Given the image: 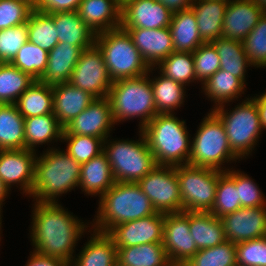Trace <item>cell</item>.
<instances>
[{
	"mask_svg": "<svg viewBox=\"0 0 266 266\" xmlns=\"http://www.w3.org/2000/svg\"><path fill=\"white\" fill-rule=\"evenodd\" d=\"M31 214L28 234L33 251L62 259L70 265L78 241L89 232L91 222H84L68 208L54 202H34Z\"/></svg>",
	"mask_w": 266,
	"mask_h": 266,
	"instance_id": "obj_1",
	"label": "cell"
},
{
	"mask_svg": "<svg viewBox=\"0 0 266 266\" xmlns=\"http://www.w3.org/2000/svg\"><path fill=\"white\" fill-rule=\"evenodd\" d=\"M53 146L36 156L32 202L60 203V196L79 187L81 164L63 149Z\"/></svg>",
	"mask_w": 266,
	"mask_h": 266,
	"instance_id": "obj_2",
	"label": "cell"
},
{
	"mask_svg": "<svg viewBox=\"0 0 266 266\" xmlns=\"http://www.w3.org/2000/svg\"><path fill=\"white\" fill-rule=\"evenodd\" d=\"M93 230L107 233L112 227L156 213L138 183L115 182L99 199Z\"/></svg>",
	"mask_w": 266,
	"mask_h": 266,
	"instance_id": "obj_3",
	"label": "cell"
},
{
	"mask_svg": "<svg viewBox=\"0 0 266 266\" xmlns=\"http://www.w3.org/2000/svg\"><path fill=\"white\" fill-rule=\"evenodd\" d=\"M176 114H157L141 129L157 165L176 167L189 163L192 135L186 120Z\"/></svg>",
	"mask_w": 266,
	"mask_h": 266,
	"instance_id": "obj_4",
	"label": "cell"
},
{
	"mask_svg": "<svg viewBox=\"0 0 266 266\" xmlns=\"http://www.w3.org/2000/svg\"><path fill=\"white\" fill-rule=\"evenodd\" d=\"M107 98L116 125L138 118L141 130L157 115L149 72L138 78L113 81Z\"/></svg>",
	"mask_w": 266,
	"mask_h": 266,
	"instance_id": "obj_5",
	"label": "cell"
},
{
	"mask_svg": "<svg viewBox=\"0 0 266 266\" xmlns=\"http://www.w3.org/2000/svg\"><path fill=\"white\" fill-rule=\"evenodd\" d=\"M198 130L191 137L189 163L226 172L228 163L241 161L231 150L228 138L220 118L210 110L201 119ZM227 163V164H226ZM224 165H226L224 167Z\"/></svg>",
	"mask_w": 266,
	"mask_h": 266,
	"instance_id": "obj_6",
	"label": "cell"
},
{
	"mask_svg": "<svg viewBox=\"0 0 266 266\" xmlns=\"http://www.w3.org/2000/svg\"><path fill=\"white\" fill-rule=\"evenodd\" d=\"M95 45L103 55L112 81L148 74L150 66L142 58L131 36L121 27L97 33Z\"/></svg>",
	"mask_w": 266,
	"mask_h": 266,
	"instance_id": "obj_7",
	"label": "cell"
},
{
	"mask_svg": "<svg viewBox=\"0 0 266 266\" xmlns=\"http://www.w3.org/2000/svg\"><path fill=\"white\" fill-rule=\"evenodd\" d=\"M242 100L230 110L226 104L212 109L223 122L232 152L241 160L252 156L263 131L257 103L249 96Z\"/></svg>",
	"mask_w": 266,
	"mask_h": 266,
	"instance_id": "obj_8",
	"label": "cell"
},
{
	"mask_svg": "<svg viewBox=\"0 0 266 266\" xmlns=\"http://www.w3.org/2000/svg\"><path fill=\"white\" fill-rule=\"evenodd\" d=\"M138 136L136 140H114L110 135L103 142V152L111 165L115 182L137 183L157 165L141 130Z\"/></svg>",
	"mask_w": 266,
	"mask_h": 266,
	"instance_id": "obj_9",
	"label": "cell"
},
{
	"mask_svg": "<svg viewBox=\"0 0 266 266\" xmlns=\"http://www.w3.org/2000/svg\"><path fill=\"white\" fill-rule=\"evenodd\" d=\"M223 173L216 169L191 164L176 166L182 212H209L215 202L218 178Z\"/></svg>",
	"mask_w": 266,
	"mask_h": 266,
	"instance_id": "obj_10",
	"label": "cell"
},
{
	"mask_svg": "<svg viewBox=\"0 0 266 266\" xmlns=\"http://www.w3.org/2000/svg\"><path fill=\"white\" fill-rule=\"evenodd\" d=\"M156 212H182V200L176 167L156 165L138 182Z\"/></svg>",
	"mask_w": 266,
	"mask_h": 266,
	"instance_id": "obj_11",
	"label": "cell"
},
{
	"mask_svg": "<svg viewBox=\"0 0 266 266\" xmlns=\"http://www.w3.org/2000/svg\"><path fill=\"white\" fill-rule=\"evenodd\" d=\"M69 82L96 99L108 97L113 81L109 77L103 55L95 44L82 51Z\"/></svg>",
	"mask_w": 266,
	"mask_h": 266,
	"instance_id": "obj_12",
	"label": "cell"
},
{
	"mask_svg": "<svg viewBox=\"0 0 266 266\" xmlns=\"http://www.w3.org/2000/svg\"><path fill=\"white\" fill-rule=\"evenodd\" d=\"M172 265H183L198 251L189 228V211L165 213L162 242Z\"/></svg>",
	"mask_w": 266,
	"mask_h": 266,
	"instance_id": "obj_13",
	"label": "cell"
},
{
	"mask_svg": "<svg viewBox=\"0 0 266 266\" xmlns=\"http://www.w3.org/2000/svg\"><path fill=\"white\" fill-rule=\"evenodd\" d=\"M37 153L28 149L0 150V180L9 191L13 185L20 186V193L30 198Z\"/></svg>",
	"mask_w": 266,
	"mask_h": 266,
	"instance_id": "obj_14",
	"label": "cell"
},
{
	"mask_svg": "<svg viewBox=\"0 0 266 266\" xmlns=\"http://www.w3.org/2000/svg\"><path fill=\"white\" fill-rule=\"evenodd\" d=\"M164 220L165 213L156 212L151 216L116 225L107 234L113 239L117 249L146 243H162Z\"/></svg>",
	"mask_w": 266,
	"mask_h": 266,
	"instance_id": "obj_15",
	"label": "cell"
},
{
	"mask_svg": "<svg viewBox=\"0 0 266 266\" xmlns=\"http://www.w3.org/2000/svg\"><path fill=\"white\" fill-rule=\"evenodd\" d=\"M115 125L110 100L98 98L64 126L63 135L92 136L105 141Z\"/></svg>",
	"mask_w": 266,
	"mask_h": 266,
	"instance_id": "obj_16",
	"label": "cell"
},
{
	"mask_svg": "<svg viewBox=\"0 0 266 266\" xmlns=\"http://www.w3.org/2000/svg\"><path fill=\"white\" fill-rule=\"evenodd\" d=\"M226 240L234 243L266 237V206L236 210L220 218Z\"/></svg>",
	"mask_w": 266,
	"mask_h": 266,
	"instance_id": "obj_17",
	"label": "cell"
},
{
	"mask_svg": "<svg viewBox=\"0 0 266 266\" xmlns=\"http://www.w3.org/2000/svg\"><path fill=\"white\" fill-rule=\"evenodd\" d=\"M172 14L156 0H131L121 7V28L169 27Z\"/></svg>",
	"mask_w": 266,
	"mask_h": 266,
	"instance_id": "obj_18",
	"label": "cell"
},
{
	"mask_svg": "<svg viewBox=\"0 0 266 266\" xmlns=\"http://www.w3.org/2000/svg\"><path fill=\"white\" fill-rule=\"evenodd\" d=\"M263 13V9L253 0H229L224 14L222 37L242 42Z\"/></svg>",
	"mask_w": 266,
	"mask_h": 266,
	"instance_id": "obj_19",
	"label": "cell"
},
{
	"mask_svg": "<svg viewBox=\"0 0 266 266\" xmlns=\"http://www.w3.org/2000/svg\"><path fill=\"white\" fill-rule=\"evenodd\" d=\"M131 36L134 45L150 67H156L173 53L174 47L169 27L159 29L122 28Z\"/></svg>",
	"mask_w": 266,
	"mask_h": 266,
	"instance_id": "obj_20",
	"label": "cell"
},
{
	"mask_svg": "<svg viewBox=\"0 0 266 266\" xmlns=\"http://www.w3.org/2000/svg\"><path fill=\"white\" fill-rule=\"evenodd\" d=\"M53 114L64 127L83 112L96 98L70 82L52 86Z\"/></svg>",
	"mask_w": 266,
	"mask_h": 266,
	"instance_id": "obj_21",
	"label": "cell"
},
{
	"mask_svg": "<svg viewBox=\"0 0 266 266\" xmlns=\"http://www.w3.org/2000/svg\"><path fill=\"white\" fill-rule=\"evenodd\" d=\"M82 51L78 46L58 42L49 51L45 72L38 81L51 86L68 83Z\"/></svg>",
	"mask_w": 266,
	"mask_h": 266,
	"instance_id": "obj_22",
	"label": "cell"
},
{
	"mask_svg": "<svg viewBox=\"0 0 266 266\" xmlns=\"http://www.w3.org/2000/svg\"><path fill=\"white\" fill-rule=\"evenodd\" d=\"M91 234L81 251L74 255L69 266H112L117 262V248L113 239L104 232L89 230Z\"/></svg>",
	"mask_w": 266,
	"mask_h": 266,
	"instance_id": "obj_23",
	"label": "cell"
},
{
	"mask_svg": "<svg viewBox=\"0 0 266 266\" xmlns=\"http://www.w3.org/2000/svg\"><path fill=\"white\" fill-rule=\"evenodd\" d=\"M77 12L96 34L121 27V7L116 0H82Z\"/></svg>",
	"mask_w": 266,
	"mask_h": 266,
	"instance_id": "obj_24",
	"label": "cell"
},
{
	"mask_svg": "<svg viewBox=\"0 0 266 266\" xmlns=\"http://www.w3.org/2000/svg\"><path fill=\"white\" fill-rule=\"evenodd\" d=\"M114 183L111 165L104 152L81 165L78 188L84 195L100 198Z\"/></svg>",
	"mask_w": 266,
	"mask_h": 266,
	"instance_id": "obj_25",
	"label": "cell"
},
{
	"mask_svg": "<svg viewBox=\"0 0 266 266\" xmlns=\"http://www.w3.org/2000/svg\"><path fill=\"white\" fill-rule=\"evenodd\" d=\"M229 1L193 0L200 37L204 43H210L222 37L224 14Z\"/></svg>",
	"mask_w": 266,
	"mask_h": 266,
	"instance_id": "obj_26",
	"label": "cell"
},
{
	"mask_svg": "<svg viewBox=\"0 0 266 266\" xmlns=\"http://www.w3.org/2000/svg\"><path fill=\"white\" fill-rule=\"evenodd\" d=\"M53 21L59 42H67L82 50L95 44L96 33L82 20L77 11L55 12Z\"/></svg>",
	"mask_w": 266,
	"mask_h": 266,
	"instance_id": "obj_27",
	"label": "cell"
},
{
	"mask_svg": "<svg viewBox=\"0 0 266 266\" xmlns=\"http://www.w3.org/2000/svg\"><path fill=\"white\" fill-rule=\"evenodd\" d=\"M246 85L240 78L219 69L201 86V93L205 94L208 101L214 103L209 109L212 110L217 106L239 101L238 99L246 92Z\"/></svg>",
	"mask_w": 266,
	"mask_h": 266,
	"instance_id": "obj_28",
	"label": "cell"
},
{
	"mask_svg": "<svg viewBox=\"0 0 266 266\" xmlns=\"http://www.w3.org/2000/svg\"><path fill=\"white\" fill-rule=\"evenodd\" d=\"M24 129L25 149L35 152L43 144L50 146L52 143H57L58 140L61 143L64 131V127L59 123L53 113L24 118Z\"/></svg>",
	"mask_w": 266,
	"mask_h": 266,
	"instance_id": "obj_29",
	"label": "cell"
},
{
	"mask_svg": "<svg viewBox=\"0 0 266 266\" xmlns=\"http://www.w3.org/2000/svg\"><path fill=\"white\" fill-rule=\"evenodd\" d=\"M153 71H157L160 76L155 75L153 78ZM149 75L157 114L176 113L178 108L183 107L187 86L165 77L155 67H150Z\"/></svg>",
	"mask_w": 266,
	"mask_h": 266,
	"instance_id": "obj_30",
	"label": "cell"
},
{
	"mask_svg": "<svg viewBox=\"0 0 266 266\" xmlns=\"http://www.w3.org/2000/svg\"><path fill=\"white\" fill-rule=\"evenodd\" d=\"M169 28L177 52H193L204 43L192 8L174 12Z\"/></svg>",
	"mask_w": 266,
	"mask_h": 266,
	"instance_id": "obj_31",
	"label": "cell"
},
{
	"mask_svg": "<svg viewBox=\"0 0 266 266\" xmlns=\"http://www.w3.org/2000/svg\"><path fill=\"white\" fill-rule=\"evenodd\" d=\"M189 228L198 250L226 240L221 219L210 212H189Z\"/></svg>",
	"mask_w": 266,
	"mask_h": 266,
	"instance_id": "obj_32",
	"label": "cell"
},
{
	"mask_svg": "<svg viewBox=\"0 0 266 266\" xmlns=\"http://www.w3.org/2000/svg\"><path fill=\"white\" fill-rule=\"evenodd\" d=\"M25 149L24 117L15 104H0V150Z\"/></svg>",
	"mask_w": 266,
	"mask_h": 266,
	"instance_id": "obj_33",
	"label": "cell"
},
{
	"mask_svg": "<svg viewBox=\"0 0 266 266\" xmlns=\"http://www.w3.org/2000/svg\"><path fill=\"white\" fill-rule=\"evenodd\" d=\"M121 266H172L162 243H146L117 249Z\"/></svg>",
	"mask_w": 266,
	"mask_h": 266,
	"instance_id": "obj_34",
	"label": "cell"
},
{
	"mask_svg": "<svg viewBox=\"0 0 266 266\" xmlns=\"http://www.w3.org/2000/svg\"><path fill=\"white\" fill-rule=\"evenodd\" d=\"M220 57V69L240 78L245 84L246 74L249 67L248 56L243 48V43L238 40L220 37L211 42Z\"/></svg>",
	"mask_w": 266,
	"mask_h": 266,
	"instance_id": "obj_35",
	"label": "cell"
},
{
	"mask_svg": "<svg viewBox=\"0 0 266 266\" xmlns=\"http://www.w3.org/2000/svg\"><path fill=\"white\" fill-rule=\"evenodd\" d=\"M24 118L53 113L52 86L36 80L15 103Z\"/></svg>",
	"mask_w": 266,
	"mask_h": 266,
	"instance_id": "obj_36",
	"label": "cell"
},
{
	"mask_svg": "<svg viewBox=\"0 0 266 266\" xmlns=\"http://www.w3.org/2000/svg\"><path fill=\"white\" fill-rule=\"evenodd\" d=\"M35 81L11 63H0V104H15Z\"/></svg>",
	"mask_w": 266,
	"mask_h": 266,
	"instance_id": "obj_37",
	"label": "cell"
},
{
	"mask_svg": "<svg viewBox=\"0 0 266 266\" xmlns=\"http://www.w3.org/2000/svg\"><path fill=\"white\" fill-rule=\"evenodd\" d=\"M241 208L236 188V170L228 169L219 178L216 187L215 202L209 211L214 216L221 218Z\"/></svg>",
	"mask_w": 266,
	"mask_h": 266,
	"instance_id": "obj_38",
	"label": "cell"
},
{
	"mask_svg": "<svg viewBox=\"0 0 266 266\" xmlns=\"http://www.w3.org/2000/svg\"><path fill=\"white\" fill-rule=\"evenodd\" d=\"M28 41L48 52L59 42L53 13L33 10L27 21Z\"/></svg>",
	"mask_w": 266,
	"mask_h": 266,
	"instance_id": "obj_39",
	"label": "cell"
},
{
	"mask_svg": "<svg viewBox=\"0 0 266 266\" xmlns=\"http://www.w3.org/2000/svg\"><path fill=\"white\" fill-rule=\"evenodd\" d=\"M157 70L165 77H168L184 86L198 82L196 81L194 71V60L192 52H177L174 51L156 67Z\"/></svg>",
	"mask_w": 266,
	"mask_h": 266,
	"instance_id": "obj_40",
	"label": "cell"
},
{
	"mask_svg": "<svg viewBox=\"0 0 266 266\" xmlns=\"http://www.w3.org/2000/svg\"><path fill=\"white\" fill-rule=\"evenodd\" d=\"M236 243L225 240L211 248L200 249L183 266H235Z\"/></svg>",
	"mask_w": 266,
	"mask_h": 266,
	"instance_id": "obj_41",
	"label": "cell"
},
{
	"mask_svg": "<svg viewBox=\"0 0 266 266\" xmlns=\"http://www.w3.org/2000/svg\"><path fill=\"white\" fill-rule=\"evenodd\" d=\"M48 54L47 50L27 41L10 63L35 80H39L45 72Z\"/></svg>",
	"mask_w": 266,
	"mask_h": 266,
	"instance_id": "obj_42",
	"label": "cell"
},
{
	"mask_svg": "<svg viewBox=\"0 0 266 266\" xmlns=\"http://www.w3.org/2000/svg\"><path fill=\"white\" fill-rule=\"evenodd\" d=\"M62 143H67V152L79 164L86 163L103 152L102 138L84 135H62Z\"/></svg>",
	"mask_w": 266,
	"mask_h": 266,
	"instance_id": "obj_43",
	"label": "cell"
},
{
	"mask_svg": "<svg viewBox=\"0 0 266 266\" xmlns=\"http://www.w3.org/2000/svg\"><path fill=\"white\" fill-rule=\"evenodd\" d=\"M242 43L252 67L266 68V12Z\"/></svg>",
	"mask_w": 266,
	"mask_h": 266,
	"instance_id": "obj_44",
	"label": "cell"
},
{
	"mask_svg": "<svg viewBox=\"0 0 266 266\" xmlns=\"http://www.w3.org/2000/svg\"><path fill=\"white\" fill-rule=\"evenodd\" d=\"M192 54L196 81L203 85L220 69V57L211 42L203 43Z\"/></svg>",
	"mask_w": 266,
	"mask_h": 266,
	"instance_id": "obj_45",
	"label": "cell"
},
{
	"mask_svg": "<svg viewBox=\"0 0 266 266\" xmlns=\"http://www.w3.org/2000/svg\"><path fill=\"white\" fill-rule=\"evenodd\" d=\"M27 41V23L0 30V63H10Z\"/></svg>",
	"mask_w": 266,
	"mask_h": 266,
	"instance_id": "obj_46",
	"label": "cell"
},
{
	"mask_svg": "<svg viewBox=\"0 0 266 266\" xmlns=\"http://www.w3.org/2000/svg\"><path fill=\"white\" fill-rule=\"evenodd\" d=\"M34 7L23 0H0V30L27 23Z\"/></svg>",
	"mask_w": 266,
	"mask_h": 266,
	"instance_id": "obj_47",
	"label": "cell"
},
{
	"mask_svg": "<svg viewBox=\"0 0 266 266\" xmlns=\"http://www.w3.org/2000/svg\"><path fill=\"white\" fill-rule=\"evenodd\" d=\"M236 261L241 266H266V237L236 243Z\"/></svg>",
	"mask_w": 266,
	"mask_h": 266,
	"instance_id": "obj_48",
	"label": "cell"
},
{
	"mask_svg": "<svg viewBox=\"0 0 266 266\" xmlns=\"http://www.w3.org/2000/svg\"><path fill=\"white\" fill-rule=\"evenodd\" d=\"M236 188L241 207L266 206V196L247 173L236 169ZM265 196V197H264Z\"/></svg>",
	"mask_w": 266,
	"mask_h": 266,
	"instance_id": "obj_49",
	"label": "cell"
},
{
	"mask_svg": "<svg viewBox=\"0 0 266 266\" xmlns=\"http://www.w3.org/2000/svg\"><path fill=\"white\" fill-rule=\"evenodd\" d=\"M82 0H38L34 9L43 13L77 11Z\"/></svg>",
	"mask_w": 266,
	"mask_h": 266,
	"instance_id": "obj_50",
	"label": "cell"
},
{
	"mask_svg": "<svg viewBox=\"0 0 266 266\" xmlns=\"http://www.w3.org/2000/svg\"><path fill=\"white\" fill-rule=\"evenodd\" d=\"M29 255V259L24 266H69V264L62 259L44 256L33 250L30 251Z\"/></svg>",
	"mask_w": 266,
	"mask_h": 266,
	"instance_id": "obj_51",
	"label": "cell"
},
{
	"mask_svg": "<svg viewBox=\"0 0 266 266\" xmlns=\"http://www.w3.org/2000/svg\"><path fill=\"white\" fill-rule=\"evenodd\" d=\"M161 2L172 13L178 12L192 7L193 0H156Z\"/></svg>",
	"mask_w": 266,
	"mask_h": 266,
	"instance_id": "obj_52",
	"label": "cell"
},
{
	"mask_svg": "<svg viewBox=\"0 0 266 266\" xmlns=\"http://www.w3.org/2000/svg\"><path fill=\"white\" fill-rule=\"evenodd\" d=\"M255 95L250 97L257 103L261 126L263 130H266V91L260 95Z\"/></svg>",
	"mask_w": 266,
	"mask_h": 266,
	"instance_id": "obj_53",
	"label": "cell"
},
{
	"mask_svg": "<svg viewBox=\"0 0 266 266\" xmlns=\"http://www.w3.org/2000/svg\"><path fill=\"white\" fill-rule=\"evenodd\" d=\"M9 194H11V192L8 190V188L0 180V208L1 209L5 204L4 201L6 200V198H8V196H10Z\"/></svg>",
	"mask_w": 266,
	"mask_h": 266,
	"instance_id": "obj_54",
	"label": "cell"
},
{
	"mask_svg": "<svg viewBox=\"0 0 266 266\" xmlns=\"http://www.w3.org/2000/svg\"><path fill=\"white\" fill-rule=\"evenodd\" d=\"M266 12V0H253Z\"/></svg>",
	"mask_w": 266,
	"mask_h": 266,
	"instance_id": "obj_55",
	"label": "cell"
},
{
	"mask_svg": "<svg viewBox=\"0 0 266 266\" xmlns=\"http://www.w3.org/2000/svg\"><path fill=\"white\" fill-rule=\"evenodd\" d=\"M2 212H3V209L0 208V242H1V239H2L1 236H3V235H1V234H2V225H3V224H2V222H3V221H2V220H3V219H2V217H3V215H2L3 213H2ZM0 246H1V245H0Z\"/></svg>",
	"mask_w": 266,
	"mask_h": 266,
	"instance_id": "obj_56",
	"label": "cell"
},
{
	"mask_svg": "<svg viewBox=\"0 0 266 266\" xmlns=\"http://www.w3.org/2000/svg\"><path fill=\"white\" fill-rule=\"evenodd\" d=\"M131 0H116L117 4L122 7L124 6L127 2H129Z\"/></svg>",
	"mask_w": 266,
	"mask_h": 266,
	"instance_id": "obj_57",
	"label": "cell"
},
{
	"mask_svg": "<svg viewBox=\"0 0 266 266\" xmlns=\"http://www.w3.org/2000/svg\"><path fill=\"white\" fill-rule=\"evenodd\" d=\"M23 1L29 2L34 7L38 0H23Z\"/></svg>",
	"mask_w": 266,
	"mask_h": 266,
	"instance_id": "obj_58",
	"label": "cell"
},
{
	"mask_svg": "<svg viewBox=\"0 0 266 266\" xmlns=\"http://www.w3.org/2000/svg\"><path fill=\"white\" fill-rule=\"evenodd\" d=\"M112 266H121V265L118 262H116Z\"/></svg>",
	"mask_w": 266,
	"mask_h": 266,
	"instance_id": "obj_59",
	"label": "cell"
}]
</instances>
